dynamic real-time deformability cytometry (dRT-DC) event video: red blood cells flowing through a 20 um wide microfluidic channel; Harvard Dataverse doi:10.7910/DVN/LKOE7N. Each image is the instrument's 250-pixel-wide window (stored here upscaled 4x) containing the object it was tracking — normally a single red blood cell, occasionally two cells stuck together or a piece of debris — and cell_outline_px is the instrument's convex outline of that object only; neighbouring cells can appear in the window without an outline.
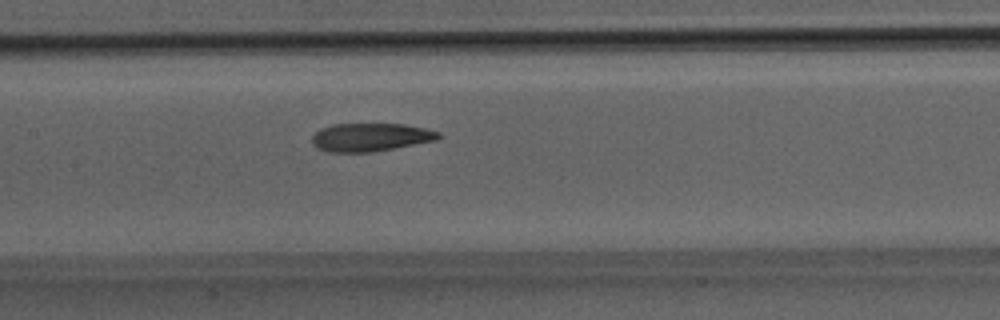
{"species": "Egyptian fruit bat (a non-hibernating species)", "species_latin": "Rousettus aegyptiacus", "temperature_condition": "room temperature", "stored_images_in_passage": 30, "camera_frame_rate_fps": 3000, "um_per_image_px": 0.085, "animal": {"sex": "male"}, "frame": {"image": 1, "passage_image": 11, "time_ms": 3.333, "image_size_px": [1000, 320], "cell_outline_px": [[440, 136], [436, 140], [372, 152], [328, 152], [316, 148], [312, 144], [312, 136], [320, 128], [332, 124], [404, 124], [424, 128], [440, 132]], "centroid_in_image_um": [31.44, 11.66], "position_along_channel_um": 176.0, "area_um2": 20.75}}
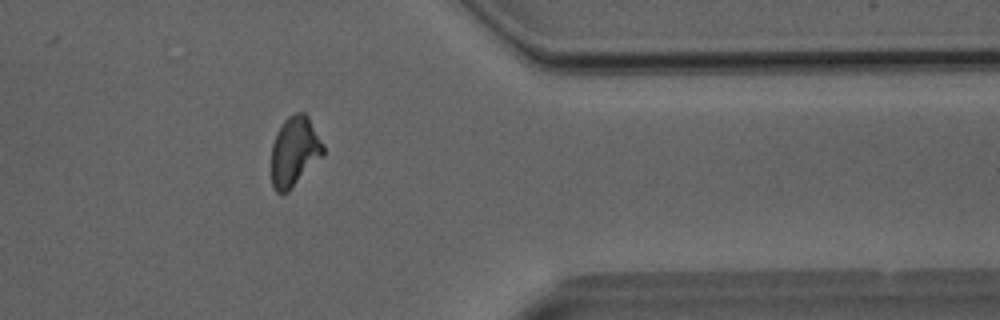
{"frame": {"image": 2, "passage_image": 23, "time_ms": 7.333, "image_size_px": [1000, 320], "cell_outline_px": [[324, 156], [288, 192], [276, 192], [272, 188], [272, 144], [284, 120], [288, 116], [296, 112], [304, 112], [308, 116], [324, 144]], "centroid_in_image_um": [25.06, 12.88], "position_along_channel_um": 386.3, "area_um2": 21.15}}
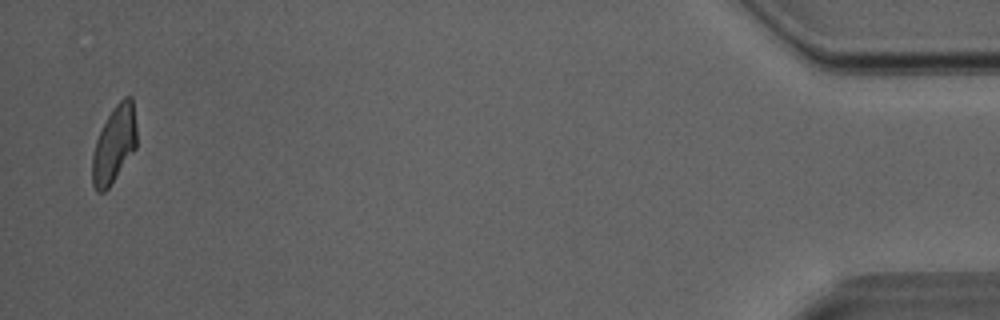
{"frame": {"image": 3, "passage_image": 29, "time_ms": 9.333, "image_size_px": [1000, 320], "cell_outline_px": [[136, 148], [108, 188], [104, 192], [96, 192], [92, 184], [92, 156], [96, 140], [108, 116], [116, 104], [124, 96], [132, 96], [136, 128]], "centroid_in_image_um": [9.7, 12.29], "position_along_channel_um": 425.5, "area_um2": 19.71}}